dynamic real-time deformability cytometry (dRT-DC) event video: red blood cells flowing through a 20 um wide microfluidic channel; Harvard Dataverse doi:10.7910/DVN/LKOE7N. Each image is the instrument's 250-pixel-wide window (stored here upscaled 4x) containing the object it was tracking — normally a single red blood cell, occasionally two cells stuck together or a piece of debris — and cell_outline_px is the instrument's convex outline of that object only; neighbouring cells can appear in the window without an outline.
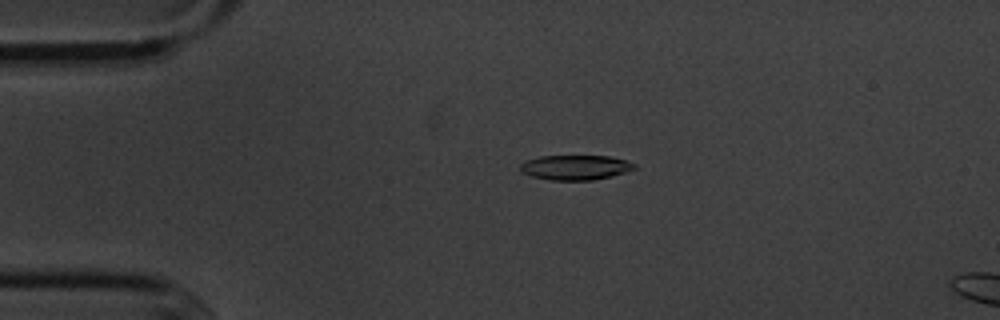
{"species": "common noctule bat (a hibernating species)", "species_latin": "Nyctalus noctula", "temperature_condition": "cold", "stored_images_in_passage": 14, "camera_frame_rate_fps": 3000, "um_per_image_px": 0.085, "animal": {"sex": "male", "body_mass_g": 20.1, "forearm_length_mm": 53.5}, "frame": {"image": 1, "passage_image": 10, "time_ms": 3.0, "image_size_px": [1000, 320], "cell_outline_px": [[636, 168], [612, 176], [592, 180], [548, 180], [532, 176], [520, 172], [520, 164], [528, 160], [540, 156], [608, 156], [624, 160], [636, 164]], "centroid_in_image_um": [48.88, 14.23], "position_along_channel_um": 36.1, "area_um2": 16.42}}